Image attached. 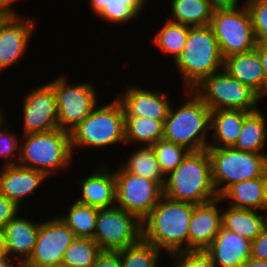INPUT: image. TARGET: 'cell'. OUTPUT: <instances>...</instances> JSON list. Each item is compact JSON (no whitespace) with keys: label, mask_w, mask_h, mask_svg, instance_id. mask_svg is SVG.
I'll return each mask as SVG.
<instances>
[{"label":"cell","mask_w":267,"mask_h":267,"mask_svg":"<svg viewBox=\"0 0 267 267\" xmlns=\"http://www.w3.org/2000/svg\"><path fill=\"white\" fill-rule=\"evenodd\" d=\"M189 29L190 26L167 20L153 38V43L163 53L172 54L174 61H176L184 49Z\"/></svg>","instance_id":"cell-32"},{"label":"cell","mask_w":267,"mask_h":267,"mask_svg":"<svg viewBox=\"0 0 267 267\" xmlns=\"http://www.w3.org/2000/svg\"><path fill=\"white\" fill-rule=\"evenodd\" d=\"M39 227L40 223L16 215L1 231L4 253L13 259L16 257L15 262L23 266L35 249Z\"/></svg>","instance_id":"cell-16"},{"label":"cell","mask_w":267,"mask_h":267,"mask_svg":"<svg viewBox=\"0 0 267 267\" xmlns=\"http://www.w3.org/2000/svg\"><path fill=\"white\" fill-rule=\"evenodd\" d=\"M251 258L267 260V226L251 241Z\"/></svg>","instance_id":"cell-40"},{"label":"cell","mask_w":267,"mask_h":267,"mask_svg":"<svg viewBox=\"0 0 267 267\" xmlns=\"http://www.w3.org/2000/svg\"><path fill=\"white\" fill-rule=\"evenodd\" d=\"M17 0H0V16H17L13 10V4ZM12 7V8H11Z\"/></svg>","instance_id":"cell-43"},{"label":"cell","mask_w":267,"mask_h":267,"mask_svg":"<svg viewBox=\"0 0 267 267\" xmlns=\"http://www.w3.org/2000/svg\"><path fill=\"white\" fill-rule=\"evenodd\" d=\"M229 200V206L238 209L265 210V185L263 177L241 181L231 185L221 196Z\"/></svg>","instance_id":"cell-24"},{"label":"cell","mask_w":267,"mask_h":267,"mask_svg":"<svg viewBox=\"0 0 267 267\" xmlns=\"http://www.w3.org/2000/svg\"><path fill=\"white\" fill-rule=\"evenodd\" d=\"M249 111L238 109L212 110L210 115V130L212 143L208 147H233L236 143L245 116Z\"/></svg>","instance_id":"cell-23"},{"label":"cell","mask_w":267,"mask_h":267,"mask_svg":"<svg viewBox=\"0 0 267 267\" xmlns=\"http://www.w3.org/2000/svg\"><path fill=\"white\" fill-rule=\"evenodd\" d=\"M210 27L223 58L256 47L252 19L246 3L237 8L215 9Z\"/></svg>","instance_id":"cell-9"},{"label":"cell","mask_w":267,"mask_h":267,"mask_svg":"<svg viewBox=\"0 0 267 267\" xmlns=\"http://www.w3.org/2000/svg\"><path fill=\"white\" fill-rule=\"evenodd\" d=\"M164 120L150 117L125 116V145L127 143H141L152 146L163 138Z\"/></svg>","instance_id":"cell-29"},{"label":"cell","mask_w":267,"mask_h":267,"mask_svg":"<svg viewBox=\"0 0 267 267\" xmlns=\"http://www.w3.org/2000/svg\"><path fill=\"white\" fill-rule=\"evenodd\" d=\"M185 93L189 94L187 102L176 110L170 106L164 120L163 138L189 151H202L209 144L206 136L210 130L211 110L193 90H186Z\"/></svg>","instance_id":"cell-4"},{"label":"cell","mask_w":267,"mask_h":267,"mask_svg":"<svg viewBox=\"0 0 267 267\" xmlns=\"http://www.w3.org/2000/svg\"><path fill=\"white\" fill-rule=\"evenodd\" d=\"M18 165L39 170L48 177L68 168L73 157L70 133L61 129L22 135Z\"/></svg>","instance_id":"cell-5"},{"label":"cell","mask_w":267,"mask_h":267,"mask_svg":"<svg viewBox=\"0 0 267 267\" xmlns=\"http://www.w3.org/2000/svg\"><path fill=\"white\" fill-rule=\"evenodd\" d=\"M240 0H210L213 9L237 8Z\"/></svg>","instance_id":"cell-44"},{"label":"cell","mask_w":267,"mask_h":267,"mask_svg":"<svg viewBox=\"0 0 267 267\" xmlns=\"http://www.w3.org/2000/svg\"><path fill=\"white\" fill-rule=\"evenodd\" d=\"M19 209L13 201L0 193V231L12 218L19 214Z\"/></svg>","instance_id":"cell-39"},{"label":"cell","mask_w":267,"mask_h":267,"mask_svg":"<svg viewBox=\"0 0 267 267\" xmlns=\"http://www.w3.org/2000/svg\"><path fill=\"white\" fill-rule=\"evenodd\" d=\"M163 195L169 199L202 204L219 197L212 181L207 149L190 151L182 163L165 178Z\"/></svg>","instance_id":"cell-2"},{"label":"cell","mask_w":267,"mask_h":267,"mask_svg":"<svg viewBox=\"0 0 267 267\" xmlns=\"http://www.w3.org/2000/svg\"><path fill=\"white\" fill-rule=\"evenodd\" d=\"M123 94H120L121 97L119 96L117 99L123 106L125 116L166 119L171 105L164 92L132 86Z\"/></svg>","instance_id":"cell-18"},{"label":"cell","mask_w":267,"mask_h":267,"mask_svg":"<svg viewBox=\"0 0 267 267\" xmlns=\"http://www.w3.org/2000/svg\"><path fill=\"white\" fill-rule=\"evenodd\" d=\"M72 152L78 147L102 148L125 144V112L116 99L109 104L95 107L92 112L70 132Z\"/></svg>","instance_id":"cell-6"},{"label":"cell","mask_w":267,"mask_h":267,"mask_svg":"<svg viewBox=\"0 0 267 267\" xmlns=\"http://www.w3.org/2000/svg\"><path fill=\"white\" fill-rule=\"evenodd\" d=\"M142 239V222L124 209H99L93 240L102 251H119Z\"/></svg>","instance_id":"cell-11"},{"label":"cell","mask_w":267,"mask_h":267,"mask_svg":"<svg viewBox=\"0 0 267 267\" xmlns=\"http://www.w3.org/2000/svg\"><path fill=\"white\" fill-rule=\"evenodd\" d=\"M98 208L75 201L59 219L62 220L75 234L76 237H94L97 222Z\"/></svg>","instance_id":"cell-31"},{"label":"cell","mask_w":267,"mask_h":267,"mask_svg":"<svg viewBox=\"0 0 267 267\" xmlns=\"http://www.w3.org/2000/svg\"><path fill=\"white\" fill-rule=\"evenodd\" d=\"M21 16H0V73L18 64L34 34V21Z\"/></svg>","instance_id":"cell-15"},{"label":"cell","mask_w":267,"mask_h":267,"mask_svg":"<svg viewBox=\"0 0 267 267\" xmlns=\"http://www.w3.org/2000/svg\"><path fill=\"white\" fill-rule=\"evenodd\" d=\"M66 76L48 83L53 89L58 110V126L70 133L97 106V94L91 82L68 85Z\"/></svg>","instance_id":"cell-10"},{"label":"cell","mask_w":267,"mask_h":267,"mask_svg":"<svg viewBox=\"0 0 267 267\" xmlns=\"http://www.w3.org/2000/svg\"><path fill=\"white\" fill-rule=\"evenodd\" d=\"M266 116L259 111L249 112L243 121L240 135L233 148L240 151L263 154L267 142Z\"/></svg>","instance_id":"cell-25"},{"label":"cell","mask_w":267,"mask_h":267,"mask_svg":"<svg viewBox=\"0 0 267 267\" xmlns=\"http://www.w3.org/2000/svg\"><path fill=\"white\" fill-rule=\"evenodd\" d=\"M75 238V234L59 217L40 222L35 249L23 267L62 264L64 253Z\"/></svg>","instance_id":"cell-13"},{"label":"cell","mask_w":267,"mask_h":267,"mask_svg":"<svg viewBox=\"0 0 267 267\" xmlns=\"http://www.w3.org/2000/svg\"><path fill=\"white\" fill-rule=\"evenodd\" d=\"M174 267H217L205 250H188L173 254Z\"/></svg>","instance_id":"cell-38"},{"label":"cell","mask_w":267,"mask_h":267,"mask_svg":"<svg viewBox=\"0 0 267 267\" xmlns=\"http://www.w3.org/2000/svg\"><path fill=\"white\" fill-rule=\"evenodd\" d=\"M265 226V215L256 210L238 209L231 206L222 211V227L253 241Z\"/></svg>","instance_id":"cell-26"},{"label":"cell","mask_w":267,"mask_h":267,"mask_svg":"<svg viewBox=\"0 0 267 267\" xmlns=\"http://www.w3.org/2000/svg\"><path fill=\"white\" fill-rule=\"evenodd\" d=\"M24 97L23 135L56 130L58 110L53 89L44 84Z\"/></svg>","instance_id":"cell-14"},{"label":"cell","mask_w":267,"mask_h":267,"mask_svg":"<svg viewBox=\"0 0 267 267\" xmlns=\"http://www.w3.org/2000/svg\"><path fill=\"white\" fill-rule=\"evenodd\" d=\"M121 166L126 172L142 176L144 178L157 181L162 187L165 184L159 163L151 146H141L137 151L131 153L128 161L121 162Z\"/></svg>","instance_id":"cell-30"},{"label":"cell","mask_w":267,"mask_h":267,"mask_svg":"<svg viewBox=\"0 0 267 267\" xmlns=\"http://www.w3.org/2000/svg\"><path fill=\"white\" fill-rule=\"evenodd\" d=\"M223 64L224 58L210 25L190 27L184 49L175 61L185 90H192L204 78L223 69Z\"/></svg>","instance_id":"cell-3"},{"label":"cell","mask_w":267,"mask_h":267,"mask_svg":"<svg viewBox=\"0 0 267 267\" xmlns=\"http://www.w3.org/2000/svg\"><path fill=\"white\" fill-rule=\"evenodd\" d=\"M93 267H121L118 251H102Z\"/></svg>","instance_id":"cell-41"},{"label":"cell","mask_w":267,"mask_h":267,"mask_svg":"<svg viewBox=\"0 0 267 267\" xmlns=\"http://www.w3.org/2000/svg\"><path fill=\"white\" fill-rule=\"evenodd\" d=\"M207 151L213 185L219 197L233 184L263 177L267 168V154L240 151L233 147H208Z\"/></svg>","instance_id":"cell-7"},{"label":"cell","mask_w":267,"mask_h":267,"mask_svg":"<svg viewBox=\"0 0 267 267\" xmlns=\"http://www.w3.org/2000/svg\"><path fill=\"white\" fill-rule=\"evenodd\" d=\"M4 122L5 120L0 122V156L7 160L4 166L17 165L18 161L16 160L20 157V153H18L20 152V143H18L19 140L17 139L19 136L15 132L10 133V129L7 127L3 130L2 124ZM14 155H17L18 158H15Z\"/></svg>","instance_id":"cell-37"},{"label":"cell","mask_w":267,"mask_h":267,"mask_svg":"<svg viewBox=\"0 0 267 267\" xmlns=\"http://www.w3.org/2000/svg\"><path fill=\"white\" fill-rule=\"evenodd\" d=\"M162 251L141 239L118 251L121 267H158Z\"/></svg>","instance_id":"cell-34"},{"label":"cell","mask_w":267,"mask_h":267,"mask_svg":"<svg viewBox=\"0 0 267 267\" xmlns=\"http://www.w3.org/2000/svg\"><path fill=\"white\" fill-rule=\"evenodd\" d=\"M151 147L165 177L173 172L190 152L186 147L164 138L158 140Z\"/></svg>","instance_id":"cell-35"},{"label":"cell","mask_w":267,"mask_h":267,"mask_svg":"<svg viewBox=\"0 0 267 267\" xmlns=\"http://www.w3.org/2000/svg\"><path fill=\"white\" fill-rule=\"evenodd\" d=\"M264 185H265V209L267 208V168L263 175Z\"/></svg>","instance_id":"cell-47"},{"label":"cell","mask_w":267,"mask_h":267,"mask_svg":"<svg viewBox=\"0 0 267 267\" xmlns=\"http://www.w3.org/2000/svg\"><path fill=\"white\" fill-rule=\"evenodd\" d=\"M16 267H23L19 262L15 264ZM14 261L11 257H9L7 254H3L0 257V267H15Z\"/></svg>","instance_id":"cell-46"},{"label":"cell","mask_w":267,"mask_h":267,"mask_svg":"<svg viewBox=\"0 0 267 267\" xmlns=\"http://www.w3.org/2000/svg\"><path fill=\"white\" fill-rule=\"evenodd\" d=\"M192 90L211 111L238 109L251 112L257 110V103L262 99L248 85L231 77L224 68L204 78Z\"/></svg>","instance_id":"cell-8"},{"label":"cell","mask_w":267,"mask_h":267,"mask_svg":"<svg viewBox=\"0 0 267 267\" xmlns=\"http://www.w3.org/2000/svg\"><path fill=\"white\" fill-rule=\"evenodd\" d=\"M261 59L262 67L266 76V95H267V43H256V47Z\"/></svg>","instance_id":"cell-42"},{"label":"cell","mask_w":267,"mask_h":267,"mask_svg":"<svg viewBox=\"0 0 267 267\" xmlns=\"http://www.w3.org/2000/svg\"><path fill=\"white\" fill-rule=\"evenodd\" d=\"M220 197L193 207L189 224V250H205L222 227Z\"/></svg>","instance_id":"cell-17"},{"label":"cell","mask_w":267,"mask_h":267,"mask_svg":"<svg viewBox=\"0 0 267 267\" xmlns=\"http://www.w3.org/2000/svg\"><path fill=\"white\" fill-rule=\"evenodd\" d=\"M241 267H267V260L249 258Z\"/></svg>","instance_id":"cell-45"},{"label":"cell","mask_w":267,"mask_h":267,"mask_svg":"<svg viewBox=\"0 0 267 267\" xmlns=\"http://www.w3.org/2000/svg\"><path fill=\"white\" fill-rule=\"evenodd\" d=\"M205 252L217 267H241L251 257V241L221 227Z\"/></svg>","instance_id":"cell-19"},{"label":"cell","mask_w":267,"mask_h":267,"mask_svg":"<svg viewBox=\"0 0 267 267\" xmlns=\"http://www.w3.org/2000/svg\"><path fill=\"white\" fill-rule=\"evenodd\" d=\"M4 254L3 243H2V233L0 231V257Z\"/></svg>","instance_id":"cell-48"},{"label":"cell","mask_w":267,"mask_h":267,"mask_svg":"<svg viewBox=\"0 0 267 267\" xmlns=\"http://www.w3.org/2000/svg\"><path fill=\"white\" fill-rule=\"evenodd\" d=\"M223 68L231 77L248 85L262 99L266 95V76L256 48L227 56Z\"/></svg>","instance_id":"cell-21"},{"label":"cell","mask_w":267,"mask_h":267,"mask_svg":"<svg viewBox=\"0 0 267 267\" xmlns=\"http://www.w3.org/2000/svg\"><path fill=\"white\" fill-rule=\"evenodd\" d=\"M193 207L194 204L175 201L163 195L142 221V239L170 255L188 251ZM184 244L186 247H183Z\"/></svg>","instance_id":"cell-1"},{"label":"cell","mask_w":267,"mask_h":267,"mask_svg":"<svg viewBox=\"0 0 267 267\" xmlns=\"http://www.w3.org/2000/svg\"><path fill=\"white\" fill-rule=\"evenodd\" d=\"M0 106H1V105H0ZM2 112H4V110H2V109L0 108V122L3 121V119H5V118H4V115H3L4 113H2Z\"/></svg>","instance_id":"cell-49"},{"label":"cell","mask_w":267,"mask_h":267,"mask_svg":"<svg viewBox=\"0 0 267 267\" xmlns=\"http://www.w3.org/2000/svg\"><path fill=\"white\" fill-rule=\"evenodd\" d=\"M168 20L190 27L210 25L213 7L210 0H171Z\"/></svg>","instance_id":"cell-27"},{"label":"cell","mask_w":267,"mask_h":267,"mask_svg":"<svg viewBox=\"0 0 267 267\" xmlns=\"http://www.w3.org/2000/svg\"><path fill=\"white\" fill-rule=\"evenodd\" d=\"M256 43H267V0H247Z\"/></svg>","instance_id":"cell-36"},{"label":"cell","mask_w":267,"mask_h":267,"mask_svg":"<svg viewBox=\"0 0 267 267\" xmlns=\"http://www.w3.org/2000/svg\"><path fill=\"white\" fill-rule=\"evenodd\" d=\"M114 176L116 206L142 222L163 196V187L157 181L126 172L121 166Z\"/></svg>","instance_id":"cell-12"},{"label":"cell","mask_w":267,"mask_h":267,"mask_svg":"<svg viewBox=\"0 0 267 267\" xmlns=\"http://www.w3.org/2000/svg\"><path fill=\"white\" fill-rule=\"evenodd\" d=\"M43 267H64L63 264H59V265H51V266H43Z\"/></svg>","instance_id":"cell-50"},{"label":"cell","mask_w":267,"mask_h":267,"mask_svg":"<svg viewBox=\"0 0 267 267\" xmlns=\"http://www.w3.org/2000/svg\"><path fill=\"white\" fill-rule=\"evenodd\" d=\"M0 172V193L13 201L19 208H21V201L23 203L22 199L32 191L35 192L36 188L48 178L42 171L18 164L3 165Z\"/></svg>","instance_id":"cell-20"},{"label":"cell","mask_w":267,"mask_h":267,"mask_svg":"<svg viewBox=\"0 0 267 267\" xmlns=\"http://www.w3.org/2000/svg\"><path fill=\"white\" fill-rule=\"evenodd\" d=\"M104 166L96 168L88 177L81 180V197L77 202L98 209L116 205V181L114 172L110 173ZM115 203V204H114Z\"/></svg>","instance_id":"cell-22"},{"label":"cell","mask_w":267,"mask_h":267,"mask_svg":"<svg viewBox=\"0 0 267 267\" xmlns=\"http://www.w3.org/2000/svg\"><path fill=\"white\" fill-rule=\"evenodd\" d=\"M264 211L267 213V208ZM265 225L267 226V214L265 215Z\"/></svg>","instance_id":"cell-51"},{"label":"cell","mask_w":267,"mask_h":267,"mask_svg":"<svg viewBox=\"0 0 267 267\" xmlns=\"http://www.w3.org/2000/svg\"><path fill=\"white\" fill-rule=\"evenodd\" d=\"M92 11L110 23H126L135 19L144 7V0H89Z\"/></svg>","instance_id":"cell-28"},{"label":"cell","mask_w":267,"mask_h":267,"mask_svg":"<svg viewBox=\"0 0 267 267\" xmlns=\"http://www.w3.org/2000/svg\"><path fill=\"white\" fill-rule=\"evenodd\" d=\"M101 252L93 238L76 237L66 249L62 264L64 267H93Z\"/></svg>","instance_id":"cell-33"}]
</instances>
